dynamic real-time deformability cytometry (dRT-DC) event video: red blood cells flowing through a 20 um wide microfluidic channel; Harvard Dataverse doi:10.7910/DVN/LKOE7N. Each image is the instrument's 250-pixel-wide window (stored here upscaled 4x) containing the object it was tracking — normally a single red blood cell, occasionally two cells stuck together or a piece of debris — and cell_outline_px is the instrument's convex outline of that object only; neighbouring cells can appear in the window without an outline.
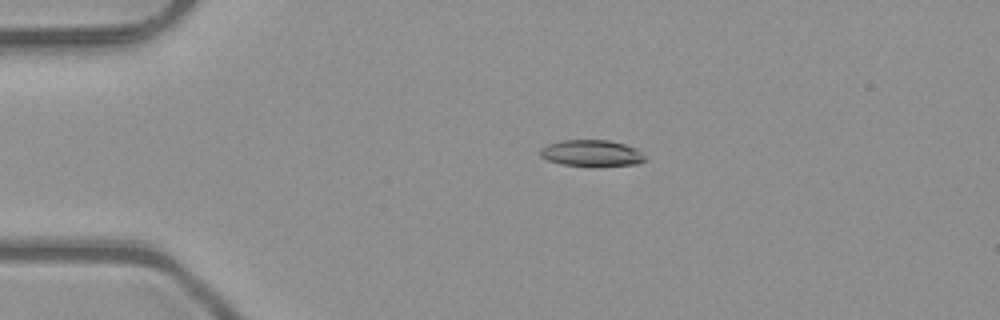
{"species": "common noctule bat (a hibernating species)", "species_latin": "Nyctalus noctula", "temperature_condition": "room temperature", "stored_images_in_passage": 3, "camera_frame_rate_fps": 3000, "um_per_image_px": 0.085, "animal": {"sex": "male", "body_mass_g": 23.1, "forearm_length_mm": 52.7}, "frame": {"image": 1, "passage_image": 2, "time_ms": 0.333, "image_size_px": [1000, 320], "cell_outline_px": [[648, 160], [636, 164], [596, 168], [592, 168], [560, 164], [548, 160], [540, 156], [540, 148], [548, 144], [560, 140], [608, 140], [624, 144], [636, 148]], "centroid_in_image_um": [50.29, 13.05], "position_along_channel_um": 34.7, "area_um2": 16.7}}